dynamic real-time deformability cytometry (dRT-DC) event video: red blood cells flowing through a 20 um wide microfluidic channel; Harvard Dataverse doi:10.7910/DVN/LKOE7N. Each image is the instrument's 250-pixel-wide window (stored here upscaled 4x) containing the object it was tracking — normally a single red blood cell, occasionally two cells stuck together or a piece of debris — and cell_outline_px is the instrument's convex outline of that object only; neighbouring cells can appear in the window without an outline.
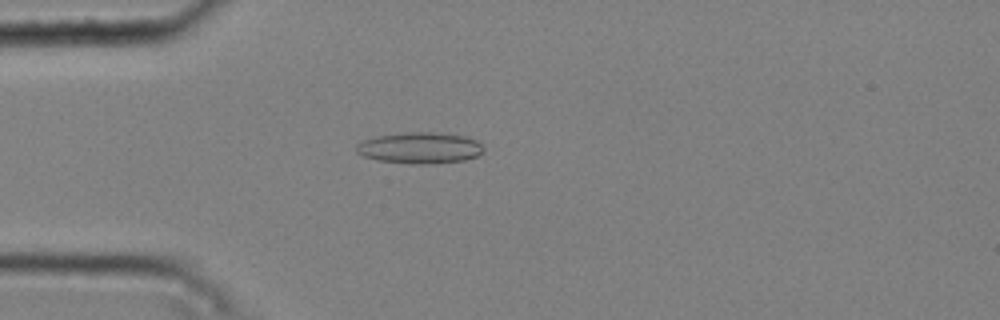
{"species": "common noctule bat (a hibernating species)", "species_latin": "Nyctalus noctula", "temperature_condition": "cold", "stored_images_in_passage": 48, "camera_frame_rate_fps": 3000, "um_per_image_px": 0.085, "animal": {"sex": "male", "body_mass_g": 20.4}, "frame": {"image": 1, "passage_image": 13, "time_ms": 4.0, "image_size_px": [1000, 320], "cell_outline_px": [[484, 152], [476, 156], [464, 160], [424, 164], [412, 164], [376, 160], [364, 156], [356, 152], [356, 144], [364, 140], [376, 136], [404, 132], [448, 132], [464, 136], [476, 140], [484, 148]], "centroid_in_image_um": [35.69, 12.56], "position_along_channel_um": 49.3, "area_um2": 23.35}}
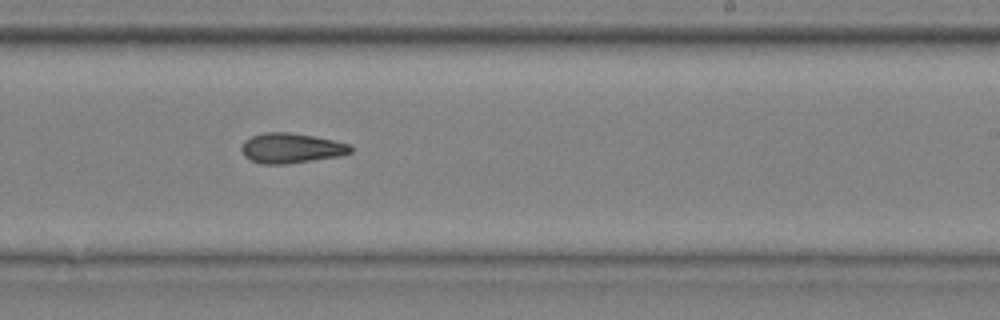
{"frame": {"image": 2, "passage_image": 31, "time_ms": 10.0, "image_size_px": [1000, 320], "cell_outline_px": [[352, 152], [336, 156], [288, 164], [260, 164], [244, 156], [240, 148], [244, 140], [252, 136], [264, 132], [288, 132], [312, 136], [352, 144]], "centroid_in_image_um": [24.71, 12.59], "position_along_channel_um": 264.3, "area_um2": 19.02}}
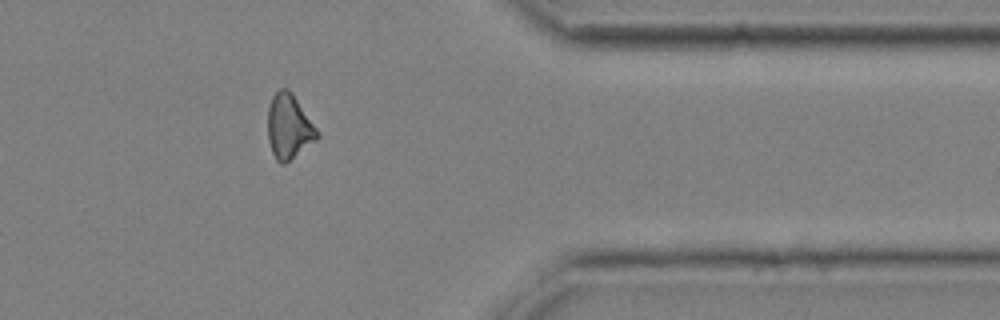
{"frame": {"image": 3, "passage_image": 42, "time_ms": 13.667, "image_size_px": [1000, 320], "cell_outline_px": [[320, 136], [316, 140], [284, 164], [280, 164], [276, 160], [272, 152], [268, 140], [268, 108], [272, 96], [280, 88], [288, 88], [292, 92], [316, 128]], "centroid_in_image_um": [24.54, 10.75], "position_along_channel_um": 386.9, "area_um2": 18.44}}